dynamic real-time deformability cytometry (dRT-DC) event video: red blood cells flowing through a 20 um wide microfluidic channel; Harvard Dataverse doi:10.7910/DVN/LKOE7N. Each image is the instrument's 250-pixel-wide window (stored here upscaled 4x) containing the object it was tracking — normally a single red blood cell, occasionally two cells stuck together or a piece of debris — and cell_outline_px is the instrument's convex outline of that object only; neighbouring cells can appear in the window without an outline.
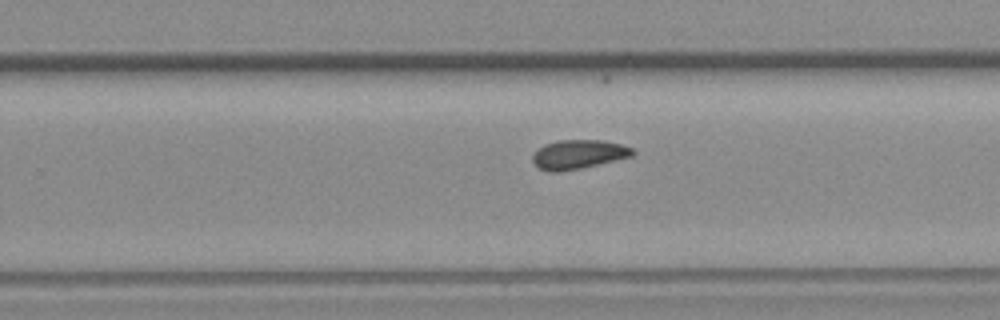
{"species": "common noctule bat (a hibernating species)", "species_latin": "Nyctalus noctula", "temperature_condition": "room temperature", "stored_images_in_passage": 9, "camera_frame_rate_fps": 3000, "um_per_image_px": 0.085, "animal": {"sex": "female", "body_mass_g": 19.3, "forearm_length_mm": 54.1}, "frame": {"image": 1, "passage_image": 9, "time_ms": 10.0, "image_size_px": [1000, 320], "cell_outline_px": [[636, 152], [632, 156], [580, 168], [556, 172], [552, 172], [540, 168], [532, 160], [532, 156], [544, 144], [556, 140], [604, 140], [620, 144], [632, 148]], "centroid_in_image_um": [49.18, 13.1], "position_along_channel_um": 280.6, "area_um2": 16.7}}